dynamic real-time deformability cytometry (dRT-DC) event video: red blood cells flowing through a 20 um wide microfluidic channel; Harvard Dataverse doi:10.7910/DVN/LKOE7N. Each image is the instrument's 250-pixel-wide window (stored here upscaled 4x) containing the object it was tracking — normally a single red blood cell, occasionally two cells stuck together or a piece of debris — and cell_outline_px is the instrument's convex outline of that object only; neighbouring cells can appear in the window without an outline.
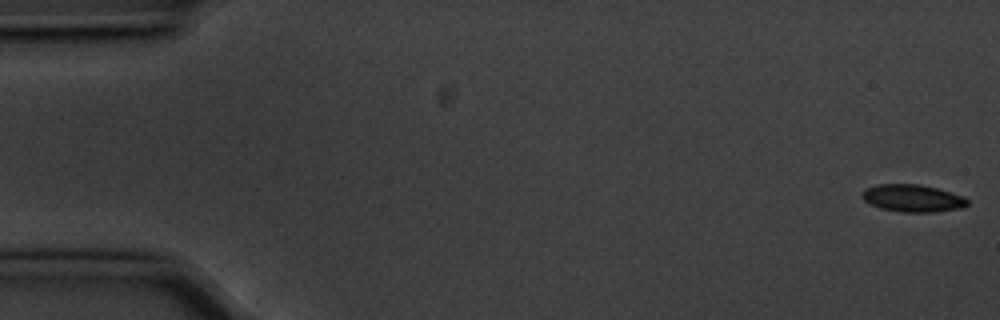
{"species": "common noctule bat (a hibernating species)", "species_latin": "Nyctalus noctula", "temperature_condition": "cold", "stored_images_in_passage": 56, "camera_frame_rate_fps": 3000, "um_per_image_px": 0.085, "animal": {"sex": "male", "body_mass_g": 20.1, "forearm_length_mm": 53.5}, "frame": {"image": 1, "passage_image": 1, "time_ms": 0.0, "image_size_px": [1000, 320], "cell_outline_px": [[968, 204], [964, 208], [932, 212], [900, 212], [880, 208], [864, 200], [860, 196], [860, 192], [864, 188], [876, 184], [920, 184], [936, 188], [964, 196], [968, 200]], "centroid_in_image_um": [77.55, 16.84], "position_along_channel_um": 7.5, "area_um2": 16.99}}
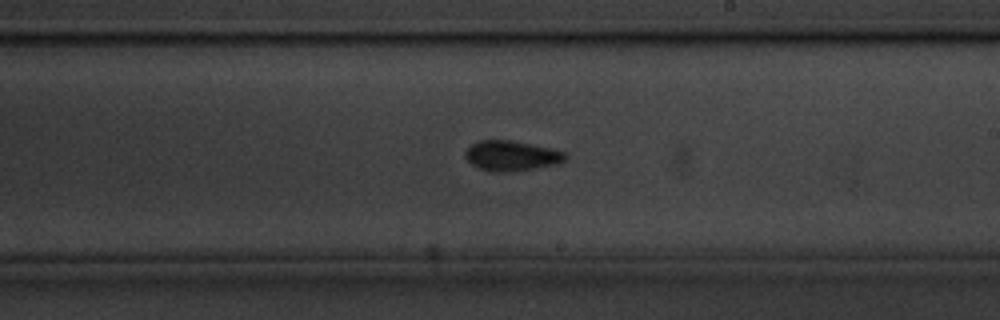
{"frame": {"image": 2, "passage_image": 32, "time_ms": 10.333, "image_size_px": [1000, 320], "cell_outline_px": [[568, 156], [560, 164], [536, 168], [508, 172], [492, 172], [480, 168], [472, 164], [464, 156], [464, 152], [472, 144], [480, 140], [512, 140], [552, 148], [564, 152]], "centroid_in_image_um": [43.5, 13.24], "position_along_channel_um": 245.5, "area_um2": 17.69}}
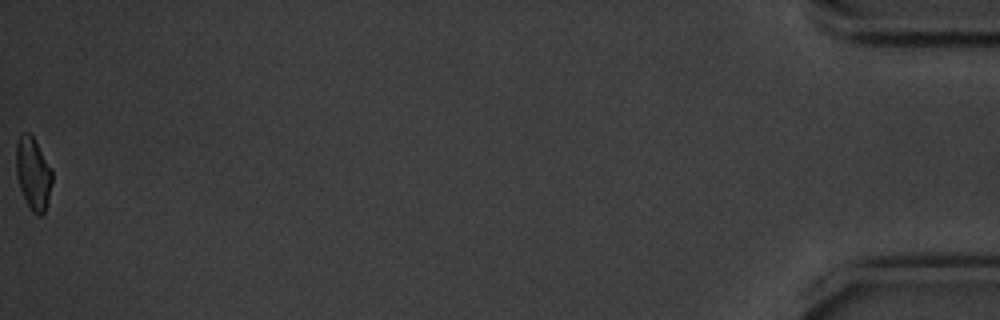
{"frame": {"image": 3, "passage_image": 56, "time_ms": 18.333, "image_size_px": [1000, 320], "cell_outline_px": [[52, 184], [48, 200], [44, 212], [40, 216], [36, 216], [32, 212], [20, 188], [16, 176], [16, 140], [24, 132], [28, 132], [32, 136], [52, 168]], "centroid_in_image_um": [2.82, 14.75], "position_along_channel_um": 432.4, "area_um2": 15.2}, "authors_computed_cell_mechanics": {"area_um2": 16.9932, "velocity_mm_per_s": 3.5898, "shape_relaxation_time_tau1_ms": 2.8935, "shape_relaxation_time_tau2_ms": null, "deformation_change_tau1": 0.0946, "deformation_change_tau2": null}}